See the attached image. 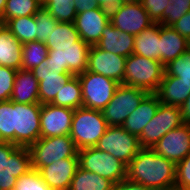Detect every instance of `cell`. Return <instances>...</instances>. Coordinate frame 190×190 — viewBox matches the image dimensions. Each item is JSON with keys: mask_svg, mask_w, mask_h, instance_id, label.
I'll use <instances>...</instances> for the list:
<instances>
[{"mask_svg": "<svg viewBox=\"0 0 190 190\" xmlns=\"http://www.w3.org/2000/svg\"><path fill=\"white\" fill-rule=\"evenodd\" d=\"M166 190H180V189H179V188L174 187V188H171V189H166Z\"/></svg>", "mask_w": 190, "mask_h": 190, "instance_id": "cell-52", "label": "cell"}, {"mask_svg": "<svg viewBox=\"0 0 190 190\" xmlns=\"http://www.w3.org/2000/svg\"><path fill=\"white\" fill-rule=\"evenodd\" d=\"M45 44L48 50H56V47L65 46H90L80 39L74 23L69 22H58Z\"/></svg>", "mask_w": 190, "mask_h": 190, "instance_id": "cell-27", "label": "cell"}, {"mask_svg": "<svg viewBox=\"0 0 190 190\" xmlns=\"http://www.w3.org/2000/svg\"><path fill=\"white\" fill-rule=\"evenodd\" d=\"M4 26L22 44L36 41L37 26L34 15L9 19Z\"/></svg>", "mask_w": 190, "mask_h": 190, "instance_id": "cell-30", "label": "cell"}, {"mask_svg": "<svg viewBox=\"0 0 190 190\" xmlns=\"http://www.w3.org/2000/svg\"><path fill=\"white\" fill-rule=\"evenodd\" d=\"M0 141L14 144V102H0Z\"/></svg>", "mask_w": 190, "mask_h": 190, "instance_id": "cell-33", "label": "cell"}, {"mask_svg": "<svg viewBox=\"0 0 190 190\" xmlns=\"http://www.w3.org/2000/svg\"><path fill=\"white\" fill-rule=\"evenodd\" d=\"M170 0H142V7L154 23H162V15Z\"/></svg>", "mask_w": 190, "mask_h": 190, "instance_id": "cell-41", "label": "cell"}, {"mask_svg": "<svg viewBox=\"0 0 190 190\" xmlns=\"http://www.w3.org/2000/svg\"><path fill=\"white\" fill-rule=\"evenodd\" d=\"M180 112L182 115L183 123L190 125V95L188 96L187 100L180 107Z\"/></svg>", "mask_w": 190, "mask_h": 190, "instance_id": "cell-46", "label": "cell"}, {"mask_svg": "<svg viewBox=\"0 0 190 190\" xmlns=\"http://www.w3.org/2000/svg\"><path fill=\"white\" fill-rule=\"evenodd\" d=\"M133 53L160 61V24L153 23L135 36Z\"/></svg>", "mask_w": 190, "mask_h": 190, "instance_id": "cell-26", "label": "cell"}, {"mask_svg": "<svg viewBox=\"0 0 190 190\" xmlns=\"http://www.w3.org/2000/svg\"><path fill=\"white\" fill-rule=\"evenodd\" d=\"M187 50L190 53V40H188V48H187Z\"/></svg>", "mask_w": 190, "mask_h": 190, "instance_id": "cell-51", "label": "cell"}, {"mask_svg": "<svg viewBox=\"0 0 190 190\" xmlns=\"http://www.w3.org/2000/svg\"><path fill=\"white\" fill-rule=\"evenodd\" d=\"M10 100L20 104L39 103V82L31 70H17Z\"/></svg>", "mask_w": 190, "mask_h": 190, "instance_id": "cell-24", "label": "cell"}, {"mask_svg": "<svg viewBox=\"0 0 190 190\" xmlns=\"http://www.w3.org/2000/svg\"><path fill=\"white\" fill-rule=\"evenodd\" d=\"M109 22V10L97 6L94 9L77 14L73 23L80 39L92 46L101 39L102 32Z\"/></svg>", "mask_w": 190, "mask_h": 190, "instance_id": "cell-16", "label": "cell"}, {"mask_svg": "<svg viewBox=\"0 0 190 190\" xmlns=\"http://www.w3.org/2000/svg\"><path fill=\"white\" fill-rule=\"evenodd\" d=\"M183 124L179 107L159 104V108L138 137L141 148H152L165 134Z\"/></svg>", "mask_w": 190, "mask_h": 190, "instance_id": "cell-10", "label": "cell"}, {"mask_svg": "<svg viewBox=\"0 0 190 190\" xmlns=\"http://www.w3.org/2000/svg\"><path fill=\"white\" fill-rule=\"evenodd\" d=\"M164 76H175L190 82V53L188 50L165 66Z\"/></svg>", "mask_w": 190, "mask_h": 190, "instance_id": "cell-36", "label": "cell"}, {"mask_svg": "<svg viewBox=\"0 0 190 190\" xmlns=\"http://www.w3.org/2000/svg\"><path fill=\"white\" fill-rule=\"evenodd\" d=\"M171 27L187 40H190V11L183 15Z\"/></svg>", "mask_w": 190, "mask_h": 190, "instance_id": "cell-42", "label": "cell"}, {"mask_svg": "<svg viewBox=\"0 0 190 190\" xmlns=\"http://www.w3.org/2000/svg\"><path fill=\"white\" fill-rule=\"evenodd\" d=\"M127 179L152 190L171 189L175 187L176 164L151 148H141L127 166Z\"/></svg>", "mask_w": 190, "mask_h": 190, "instance_id": "cell-1", "label": "cell"}, {"mask_svg": "<svg viewBox=\"0 0 190 190\" xmlns=\"http://www.w3.org/2000/svg\"><path fill=\"white\" fill-rule=\"evenodd\" d=\"M6 1H7V0H0V18H1V17L3 16V14H4Z\"/></svg>", "mask_w": 190, "mask_h": 190, "instance_id": "cell-48", "label": "cell"}, {"mask_svg": "<svg viewBox=\"0 0 190 190\" xmlns=\"http://www.w3.org/2000/svg\"><path fill=\"white\" fill-rule=\"evenodd\" d=\"M175 187L190 190V154L176 164Z\"/></svg>", "mask_w": 190, "mask_h": 190, "instance_id": "cell-40", "label": "cell"}, {"mask_svg": "<svg viewBox=\"0 0 190 190\" xmlns=\"http://www.w3.org/2000/svg\"><path fill=\"white\" fill-rule=\"evenodd\" d=\"M188 40L171 26L160 24V62L165 67L187 51Z\"/></svg>", "mask_w": 190, "mask_h": 190, "instance_id": "cell-22", "label": "cell"}, {"mask_svg": "<svg viewBox=\"0 0 190 190\" xmlns=\"http://www.w3.org/2000/svg\"><path fill=\"white\" fill-rule=\"evenodd\" d=\"M13 190H51L42 180L38 170H30L27 174L16 179Z\"/></svg>", "mask_w": 190, "mask_h": 190, "instance_id": "cell-38", "label": "cell"}, {"mask_svg": "<svg viewBox=\"0 0 190 190\" xmlns=\"http://www.w3.org/2000/svg\"><path fill=\"white\" fill-rule=\"evenodd\" d=\"M122 3L141 4V3H142V0H122Z\"/></svg>", "mask_w": 190, "mask_h": 190, "instance_id": "cell-49", "label": "cell"}, {"mask_svg": "<svg viewBox=\"0 0 190 190\" xmlns=\"http://www.w3.org/2000/svg\"><path fill=\"white\" fill-rule=\"evenodd\" d=\"M36 22V41L46 43L50 37V33L55 29L58 21L55 20L51 14L41 7L34 15Z\"/></svg>", "mask_w": 190, "mask_h": 190, "instance_id": "cell-35", "label": "cell"}, {"mask_svg": "<svg viewBox=\"0 0 190 190\" xmlns=\"http://www.w3.org/2000/svg\"><path fill=\"white\" fill-rule=\"evenodd\" d=\"M155 94L162 104L180 108L190 95V82L175 76H164Z\"/></svg>", "mask_w": 190, "mask_h": 190, "instance_id": "cell-23", "label": "cell"}, {"mask_svg": "<svg viewBox=\"0 0 190 190\" xmlns=\"http://www.w3.org/2000/svg\"><path fill=\"white\" fill-rule=\"evenodd\" d=\"M164 74L165 67L160 61L132 53L126 58L124 85L155 93Z\"/></svg>", "mask_w": 190, "mask_h": 190, "instance_id": "cell-2", "label": "cell"}, {"mask_svg": "<svg viewBox=\"0 0 190 190\" xmlns=\"http://www.w3.org/2000/svg\"><path fill=\"white\" fill-rule=\"evenodd\" d=\"M78 167V157H68L43 166L38 172L51 190H68Z\"/></svg>", "mask_w": 190, "mask_h": 190, "instance_id": "cell-19", "label": "cell"}, {"mask_svg": "<svg viewBox=\"0 0 190 190\" xmlns=\"http://www.w3.org/2000/svg\"><path fill=\"white\" fill-rule=\"evenodd\" d=\"M121 3L122 0H96L98 7H102L108 10L119 6Z\"/></svg>", "mask_w": 190, "mask_h": 190, "instance_id": "cell-47", "label": "cell"}, {"mask_svg": "<svg viewBox=\"0 0 190 190\" xmlns=\"http://www.w3.org/2000/svg\"><path fill=\"white\" fill-rule=\"evenodd\" d=\"M74 110L43 104L40 112V138L69 135Z\"/></svg>", "mask_w": 190, "mask_h": 190, "instance_id": "cell-15", "label": "cell"}, {"mask_svg": "<svg viewBox=\"0 0 190 190\" xmlns=\"http://www.w3.org/2000/svg\"><path fill=\"white\" fill-rule=\"evenodd\" d=\"M112 190H152L142 184L129 181L127 178L114 184Z\"/></svg>", "mask_w": 190, "mask_h": 190, "instance_id": "cell-43", "label": "cell"}, {"mask_svg": "<svg viewBox=\"0 0 190 190\" xmlns=\"http://www.w3.org/2000/svg\"><path fill=\"white\" fill-rule=\"evenodd\" d=\"M113 185L109 179L78 167L68 190H112Z\"/></svg>", "mask_w": 190, "mask_h": 190, "instance_id": "cell-28", "label": "cell"}, {"mask_svg": "<svg viewBox=\"0 0 190 190\" xmlns=\"http://www.w3.org/2000/svg\"><path fill=\"white\" fill-rule=\"evenodd\" d=\"M95 147L114 156L126 166L141 149L138 137L128 133L122 126H108Z\"/></svg>", "mask_w": 190, "mask_h": 190, "instance_id": "cell-8", "label": "cell"}, {"mask_svg": "<svg viewBox=\"0 0 190 190\" xmlns=\"http://www.w3.org/2000/svg\"><path fill=\"white\" fill-rule=\"evenodd\" d=\"M126 57L104 51L96 45L90 46L87 71L109 77L124 84Z\"/></svg>", "mask_w": 190, "mask_h": 190, "instance_id": "cell-14", "label": "cell"}, {"mask_svg": "<svg viewBox=\"0 0 190 190\" xmlns=\"http://www.w3.org/2000/svg\"><path fill=\"white\" fill-rule=\"evenodd\" d=\"M73 4L77 14L97 7L96 0H74Z\"/></svg>", "mask_w": 190, "mask_h": 190, "instance_id": "cell-45", "label": "cell"}, {"mask_svg": "<svg viewBox=\"0 0 190 190\" xmlns=\"http://www.w3.org/2000/svg\"><path fill=\"white\" fill-rule=\"evenodd\" d=\"M190 11V0H170L162 15V25L172 26Z\"/></svg>", "mask_w": 190, "mask_h": 190, "instance_id": "cell-37", "label": "cell"}, {"mask_svg": "<svg viewBox=\"0 0 190 190\" xmlns=\"http://www.w3.org/2000/svg\"><path fill=\"white\" fill-rule=\"evenodd\" d=\"M74 0H49L43 7L58 22L73 23L76 18Z\"/></svg>", "mask_w": 190, "mask_h": 190, "instance_id": "cell-34", "label": "cell"}, {"mask_svg": "<svg viewBox=\"0 0 190 190\" xmlns=\"http://www.w3.org/2000/svg\"><path fill=\"white\" fill-rule=\"evenodd\" d=\"M107 127L101 111L80 107L74 110L69 135L78 150L95 147Z\"/></svg>", "mask_w": 190, "mask_h": 190, "instance_id": "cell-3", "label": "cell"}, {"mask_svg": "<svg viewBox=\"0 0 190 190\" xmlns=\"http://www.w3.org/2000/svg\"><path fill=\"white\" fill-rule=\"evenodd\" d=\"M17 70L0 65V102L10 100Z\"/></svg>", "mask_w": 190, "mask_h": 190, "instance_id": "cell-39", "label": "cell"}, {"mask_svg": "<svg viewBox=\"0 0 190 190\" xmlns=\"http://www.w3.org/2000/svg\"><path fill=\"white\" fill-rule=\"evenodd\" d=\"M31 71L39 82V103L41 105L51 104L56 94L73 76L72 73H57L48 66L47 58Z\"/></svg>", "mask_w": 190, "mask_h": 190, "instance_id": "cell-17", "label": "cell"}, {"mask_svg": "<svg viewBox=\"0 0 190 190\" xmlns=\"http://www.w3.org/2000/svg\"><path fill=\"white\" fill-rule=\"evenodd\" d=\"M79 167L107 178L114 184L127 178V166L96 147L78 150Z\"/></svg>", "mask_w": 190, "mask_h": 190, "instance_id": "cell-5", "label": "cell"}, {"mask_svg": "<svg viewBox=\"0 0 190 190\" xmlns=\"http://www.w3.org/2000/svg\"><path fill=\"white\" fill-rule=\"evenodd\" d=\"M148 94L144 89L120 84L111 101L101 111L107 125L122 126Z\"/></svg>", "mask_w": 190, "mask_h": 190, "instance_id": "cell-6", "label": "cell"}, {"mask_svg": "<svg viewBox=\"0 0 190 190\" xmlns=\"http://www.w3.org/2000/svg\"><path fill=\"white\" fill-rule=\"evenodd\" d=\"M28 148L34 170L64 158L78 157V149L70 135L40 138Z\"/></svg>", "mask_w": 190, "mask_h": 190, "instance_id": "cell-4", "label": "cell"}, {"mask_svg": "<svg viewBox=\"0 0 190 190\" xmlns=\"http://www.w3.org/2000/svg\"><path fill=\"white\" fill-rule=\"evenodd\" d=\"M0 65L16 70L22 67V43L4 24H0Z\"/></svg>", "mask_w": 190, "mask_h": 190, "instance_id": "cell-25", "label": "cell"}, {"mask_svg": "<svg viewBox=\"0 0 190 190\" xmlns=\"http://www.w3.org/2000/svg\"><path fill=\"white\" fill-rule=\"evenodd\" d=\"M19 146L12 144L11 142L0 141V165L4 162L5 159H8L9 156L18 148Z\"/></svg>", "mask_w": 190, "mask_h": 190, "instance_id": "cell-44", "label": "cell"}, {"mask_svg": "<svg viewBox=\"0 0 190 190\" xmlns=\"http://www.w3.org/2000/svg\"><path fill=\"white\" fill-rule=\"evenodd\" d=\"M77 76L81 84L83 107L89 109L102 111L120 85L109 77L87 70Z\"/></svg>", "mask_w": 190, "mask_h": 190, "instance_id": "cell-7", "label": "cell"}, {"mask_svg": "<svg viewBox=\"0 0 190 190\" xmlns=\"http://www.w3.org/2000/svg\"><path fill=\"white\" fill-rule=\"evenodd\" d=\"M135 36L127 32L120 31L109 22L102 32L101 39L96 46L107 52L128 57L134 50Z\"/></svg>", "mask_w": 190, "mask_h": 190, "instance_id": "cell-21", "label": "cell"}, {"mask_svg": "<svg viewBox=\"0 0 190 190\" xmlns=\"http://www.w3.org/2000/svg\"><path fill=\"white\" fill-rule=\"evenodd\" d=\"M40 103L14 102V144L29 147L40 139Z\"/></svg>", "mask_w": 190, "mask_h": 190, "instance_id": "cell-9", "label": "cell"}, {"mask_svg": "<svg viewBox=\"0 0 190 190\" xmlns=\"http://www.w3.org/2000/svg\"><path fill=\"white\" fill-rule=\"evenodd\" d=\"M151 149L173 163H179L190 154V125L183 123L169 131Z\"/></svg>", "mask_w": 190, "mask_h": 190, "instance_id": "cell-13", "label": "cell"}, {"mask_svg": "<svg viewBox=\"0 0 190 190\" xmlns=\"http://www.w3.org/2000/svg\"><path fill=\"white\" fill-rule=\"evenodd\" d=\"M109 12L110 22L114 27L134 36L154 23L141 4L121 3Z\"/></svg>", "mask_w": 190, "mask_h": 190, "instance_id": "cell-12", "label": "cell"}, {"mask_svg": "<svg viewBox=\"0 0 190 190\" xmlns=\"http://www.w3.org/2000/svg\"><path fill=\"white\" fill-rule=\"evenodd\" d=\"M48 56V47L40 41H32L22 44L23 70H33Z\"/></svg>", "mask_w": 190, "mask_h": 190, "instance_id": "cell-32", "label": "cell"}, {"mask_svg": "<svg viewBox=\"0 0 190 190\" xmlns=\"http://www.w3.org/2000/svg\"><path fill=\"white\" fill-rule=\"evenodd\" d=\"M51 104L73 110L83 107L81 84L77 75H73L71 79L64 84V87L56 94Z\"/></svg>", "mask_w": 190, "mask_h": 190, "instance_id": "cell-29", "label": "cell"}, {"mask_svg": "<svg viewBox=\"0 0 190 190\" xmlns=\"http://www.w3.org/2000/svg\"><path fill=\"white\" fill-rule=\"evenodd\" d=\"M41 7L40 0H7L0 24L15 17L35 15Z\"/></svg>", "mask_w": 190, "mask_h": 190, "instance_id": "cell-31", "label": "cell"}, {"mask_svg": "<svg viewBox=\"0 0 190 190\" xmlns=\"http://www.w3.org/2000/svg\"><path fill=\"white\" fill-rule=\"evenodd\" d=\"M32 170L28 147H18L0 165V190H13L16 179Z\"/></svg>", "mask_w": 190, "mask_h": 190, "instance_id": "cell-18", "label": "cell"}, {"mask_svg": "<svg viewBox=\"0 0 190 190\" xmlns=\"http://www.w3.org/2000/svg\"><path fill=\"white\" fill-rule=\"evenodd\" d=\"M90 46H65L48 50L47 63L57 73L78 75L86 71Z\"/></svg>", "mask_w": 190, "mask_h": 190, "instance_id": "cell-11", "label": "cell"}, {"mask_svg": "<svg viewBox=\"0 0 190 190\" xmlns=\"http://www.w3.org/2000/svg\"><path fill=\"white\" fill-rule=\"evenodd\" d=\"M160 103L155 93H149L139 106L126 118L122 127L128 133L139 137L144 127L156 114Z\"/></svg>", "mask_w": 190, "mask_h": 190, "instance_id": "cell-20", "label": "cell"}, {"mask_svg": "<svg viewBox=\"0 0 190 190\" xmlns=\"http://www.w3.org/2000/svg\"><path fill=\"white\" fill-rule=\"evenodd\" d=\"M49 0H40L42 6H44Z\"/></svg>", "mask_w": 190, "mask_h": 190, "instance_id": "cell-50", "label": "cell"}]
</instances>
